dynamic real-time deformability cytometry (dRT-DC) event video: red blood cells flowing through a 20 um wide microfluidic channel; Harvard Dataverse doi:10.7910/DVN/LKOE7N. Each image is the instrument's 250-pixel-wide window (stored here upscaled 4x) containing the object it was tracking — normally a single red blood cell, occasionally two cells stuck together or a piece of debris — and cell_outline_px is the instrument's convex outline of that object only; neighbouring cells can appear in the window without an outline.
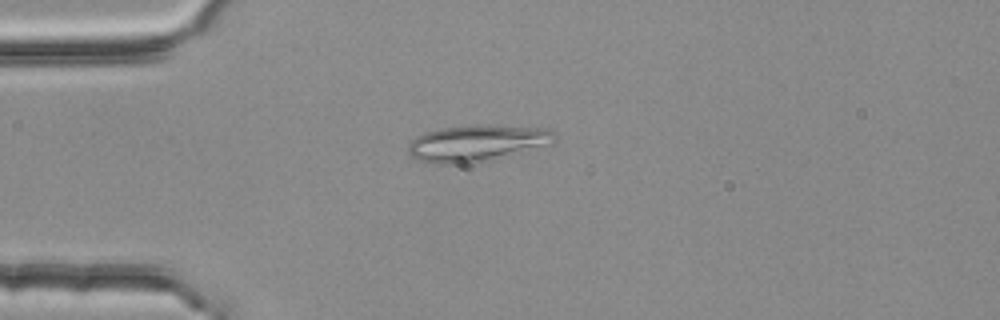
{"species": "common noctule bat (a hibernating species)", "species_latin": "Nyctalus noctula", "temperature_condition": "room temperature", "stored_images_in_passage": 1, "camera_frame_rate_fps": 3000, "um_per_image_px": 0.085, "animal": {"sex": "female", "body_mass_g": 25.1}, "frame": {"image": 1, "passage_image": 1, "time_ms": 0.0, "image_size_px": [1000, 320], "cell_outline_px": [[556, 140], [552, 144], [472, 164], [432, 164], [416, 160], [408, 152], [408, 144], [416, 136], [424, 132], [444, 128], [476, 124], [480, 124], [544, 128], [552, 132], [556, 136]], "centroid_in_image_um": [40.49, 12.17], "position_along_channel_um": 44.5, "area_um2": 31.27}}